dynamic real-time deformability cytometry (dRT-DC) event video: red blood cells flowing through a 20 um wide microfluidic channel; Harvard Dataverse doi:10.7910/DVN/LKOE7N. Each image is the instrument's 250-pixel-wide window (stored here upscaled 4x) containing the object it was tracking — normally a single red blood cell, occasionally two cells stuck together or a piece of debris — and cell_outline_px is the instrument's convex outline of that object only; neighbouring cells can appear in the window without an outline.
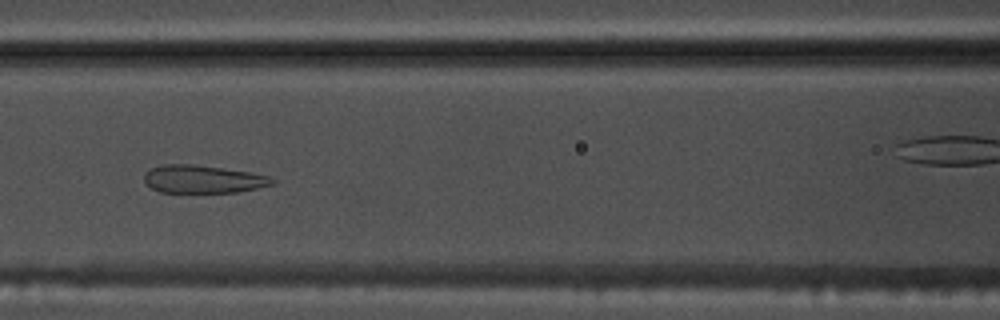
{"species": "common noctule bat (a hibernating species)", "species_latin": "Nyctalus noctula", "temperature_condition": "warm", "stored_images_in_passage": 48, "camera_frame_rate_fps": 3000, "um_per_image_px": 0.085, "animal": {"sex": "male", "body_mass_g": 17.5, "forearm_length_mm": 52.3}, "frame": {"image": 1, "passage_image": 17, "time_ms": 5.333, "image_size_px": [1000, 320], "cell_outline_px": [[276, 184], [236, 192], [160, 192], [152, 188], [144, 180], [144, 176], [152, 168], [164, 164], [192, 164], [224, 168], [248, 172], [268, 176], [276, 180]], "centroid_in_image_um": [17.28, 15.23], "position_along_channel_um": 149.3, "area_um2": 20.58}}
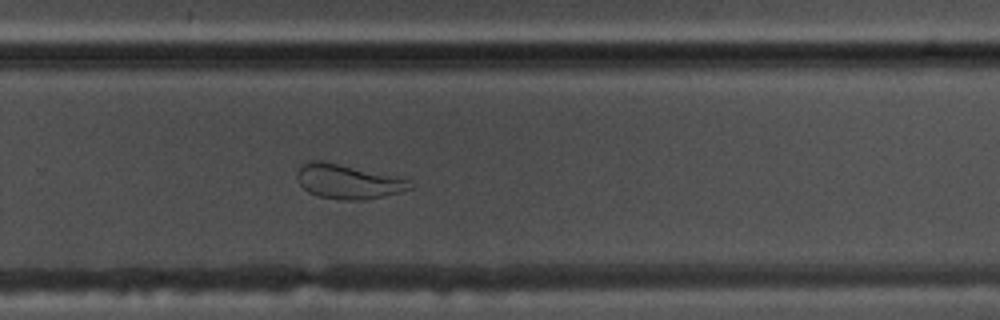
{"frame": {"image": 2, "passage_image": 29, "time_ms": 9.333, "image_size_px": [1000, 320], "cell_outline_px": [[412, 188], [400, 192], [384, 196], [364, 200], [344, 200], [320, 196], [308, 192], [300, 184], [296, 176], [300, 168], [308, 160], [320, 160], [408, 180]], "centroid_in_image_um": [29.52, 15.45], "position_along_channel_um": 300.3, "area_um2": 21.91}}
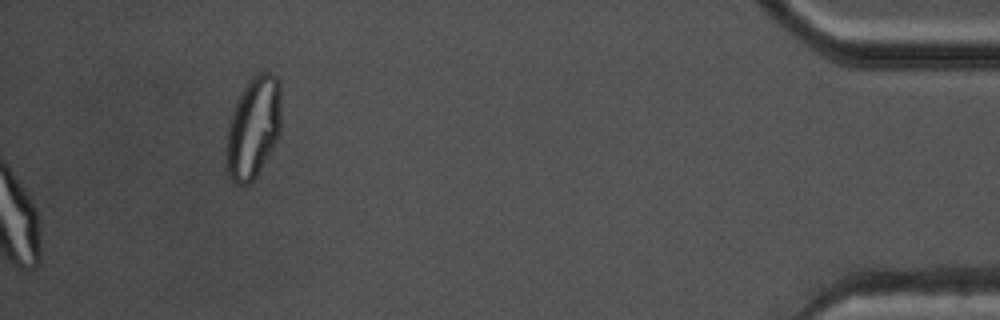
{"frame": {"image": 3, "passage_image": 48, "time_ms": 15.667, "image_size_px": [1000, 320], "cell_outline_px": [[280, 132], [272, 148], [256, 176], [248, 184], [236, 184], [232, 180], [228, 172], [228, 124], [236, 100], [248, 80], [252, 76], [260, 72], [268, 72], [276, 76], [280, 80]], "centroid_in_image_um": [21.56, 10.78], "position_along_channel_um": 413.6, "area_um2": 32.02}, "authors_computed_cell_mechanics": {"area_um2": 28.0908, "velocity_mm_per_s": 3.7833, "shape_relaxation_time_tau1_ms": null, "shape_relaxation_time_tau2_ms": 0.9414, "deformation_change_tau1": null, "deformation_change_tau2": 0.0892}}